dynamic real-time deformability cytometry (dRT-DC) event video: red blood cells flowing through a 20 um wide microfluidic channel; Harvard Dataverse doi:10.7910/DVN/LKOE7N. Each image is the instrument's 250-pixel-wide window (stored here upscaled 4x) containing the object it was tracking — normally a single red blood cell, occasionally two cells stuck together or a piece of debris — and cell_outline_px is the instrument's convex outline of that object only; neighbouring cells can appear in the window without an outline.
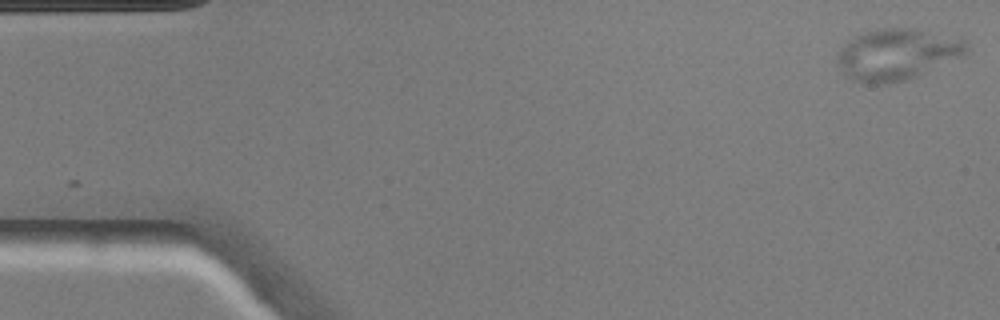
{"species": "common noctule bat (a hibernating species)", "species_latin": "Nyctalus noctula", "temperature_condition": "warm", "stored_images_in_passage": 48, "camera_frame_rate_fps": 3000, "um_per_image_px": 0.085, "animal": {"sex": "male", "body_mass_g": 20.5, "forearm_length_mm": 52.5}, "frame": {"image": 1, "passage_image": 1, "time_ms": 0.0, "image_size_px": [1000, 320], "cell_outline_px": [[968, 52], [964, 56], [908, 80], [888, 84], [864, 84], [852, 80], [836, 64], [836, 56], [840, 48], [852, 36], [876, 28], [912, 28], [960, 36], [968, 40]], "centroid_in_image_um": [76.28, 4.61], "position_along_channel_um": 8.7, "area_um2": 39.65}}
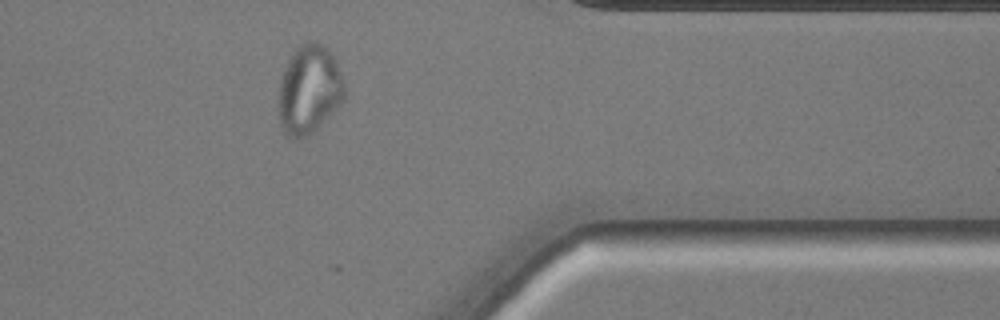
{"frame": {"image": 2, "passage_image": 39, "time_ms": 12.667, "image_size_px": [1000, 320], "cell_outline_px": [[348, 88], [344, 100], [308, 136], [296, 140], [288, 136], [284, 132], [280, 124], [276, 104], [276, 100], [280, 80], [284, 68], [292, 52], [300, 44], [308, 40], [316, 40], [324, 44], [328, 48]], "centroid_in_image_um": [26.25, 7.6], "position_along_channel_um": 385.2, "area_um2": 34.91}}
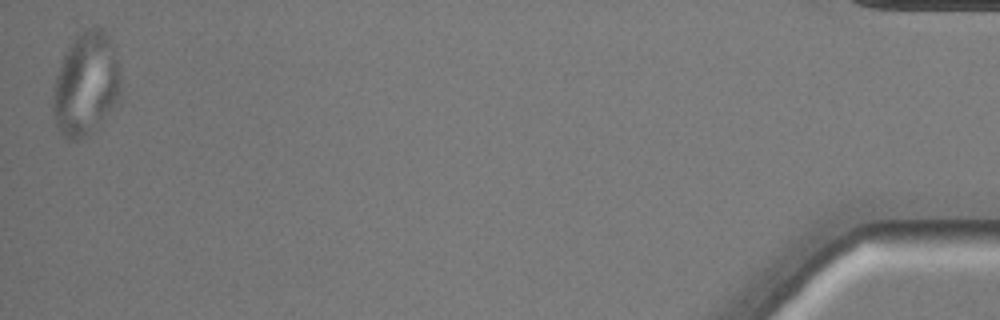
{"frame": {"image": 3, "passage_image": 48, "time_ms": 15.667, "image_size_px": [1000, 320], "cell_outline_px": [[120, 100], [100, 124], [92, 132], [76, 140], [72, 140], [64, 136], [60, 132], [56, 124], [52, 108], [52, 96], [56, 76], [64, 56], [68, 48], [84, 32], [96, 28], [100, 28], [108, 36], [120, 72]], "centroid_in_image_um": [7.31, 7.24], "position_along_channel_um": 427.9, "area_um2": 39.88}}